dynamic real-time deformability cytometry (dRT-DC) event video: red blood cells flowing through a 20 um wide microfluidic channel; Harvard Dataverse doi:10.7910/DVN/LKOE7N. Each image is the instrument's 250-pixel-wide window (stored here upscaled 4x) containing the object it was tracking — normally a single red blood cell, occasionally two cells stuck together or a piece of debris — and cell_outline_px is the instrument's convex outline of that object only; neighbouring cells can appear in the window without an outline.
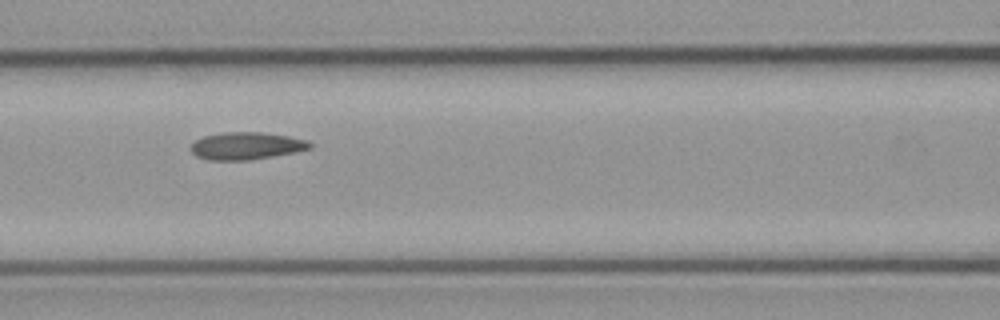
{"species": "common noctule bat (a hibernating species)", "species_latin": "Nyctalus noctula", "temperature_condition": "cold", "stored_images_in_passage": 16, "camera_frame_rate_fps": 3000, "um_per_image_px": 0.085, "animal": {"sex": "male", "body_mass_g": 23.1, "forearm_length_mm": 52.7}, "frame": {"image": 1, "passage_image": 7, "time_ms": 8.333, "image_size_px": [1000, 320], "cell_outline_px": [[312, 148], [272, 156], [248, 160], [208, 160], [196, 156], [188, 148], [196, 140], [204, 136], [224, 132], [260, 132], [288, 136], [308, 140], [312, 144]], "centroid_in_image_um": [20.91, 12.39], "position_along_channel_um": 145.7, "area_um2": 18.9}}
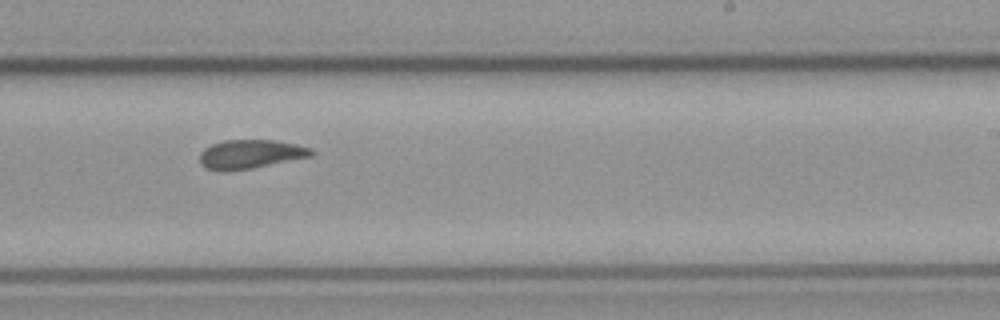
{"frame": {"image": 2, "passage_image": 10, "time_ms": 11.667, "image_size_px": [1000, 320], "cell_outline_px": [[316, 152], [312, 156], [252, 168], [224, 172], [204, 168], [200, 164], [200, 152], [204, 148], [212, 144], [224, 140], [276, 140], [296, 144], [312, 148]], "centroid_in_image_um": [21.28, 13.11], "position_along_channel_um": 267.7, "area_um2": 19.02}}
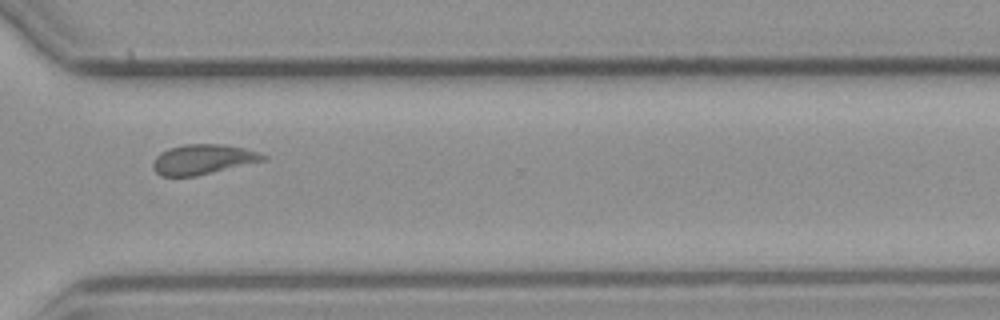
{"frame": {"image": 3, "passage_image": 12, "time_ms": 14.0, "image_size_px": [1000, 320], "cell_outline_px": [[268, 160], [196, 176], [160, 176], [152, 168], [152, 164], [156, 156], [160, 152], [168, 148], [184, 144], [224, 144], [244, 148], [260, 152], [268, 156]], "centroid_in_image_um": [17.28, 13.54], "position_along_channel_um": 353.3, "area_um2": 19.54}, "authors_computed_cell_mechanics": {"area_um2": 18.4382, "velocity_mm_per_s": 3.6516, "shape_relaxation_time_tau1_ms": 9.0072, "shape_relaxation_time_tau2_ms": null, "deformation_change_tau1": 0.0994, "deformation_change_tau2": null}}